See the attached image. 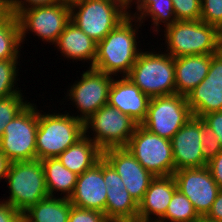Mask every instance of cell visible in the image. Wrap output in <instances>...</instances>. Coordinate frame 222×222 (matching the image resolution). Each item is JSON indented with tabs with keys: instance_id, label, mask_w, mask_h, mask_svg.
Returning a JSON list of instances; mask_svg holds the SVG:
<instances>
[{
	"instance_id": "obj_1",
	"label": "cell",
	"mask_w": 222,
	"mask_h": 222,
	"mask_svg": "<svg viewBox=\"0 0 222 222\" xmlns=\"http://www.w3.org/2000/svg\"><path fill=\"white\" fill-rule=\"evenodd\" d=\"M128 15L106 37L97 42L93 67L114 77L127 76L141 53L138 36L142 24ZM138 40V42H137Z\"/></svg>"
},
{
	"instance_id": "obj_2",
	"label": "cell",
	"mask_w": 222,
	"mask_h": 222,
	"mask_svg": "<svg viewBox=\"0 0 222 222\" xmlns=\"http://www.w3.org/2000/svg\"><path fill=\"white\" fill-rule=\"evenodd\" d=\"M42 112L44 111L38 110L37 159L58 157L85 135L84 122L77 119L72 112Z\"/></svg>"
},
{
	"instance_id": "obj_3",
	"label": "cell",
	"mask_w": 222,
	"mask_h": 222,
	"mask_svg": "<svg viewBox=\"0 0 222 222\" xmlns=\"http://www.w3.org/2000/svg\"><path fill=\"white\" fill-rule=\"evenodd\" d=\"M165 49L173 58L216 54L221 48L220 30L202 20L176 21L164 28Z\"/></svg>"
},
{
	"instance_id": "obj_4",
	"label": "cell",
	"mask_w": 222,
	"mask_h": 222,
	"mask_svg": "<svg viewBox=\"0 0 222 222\" xmlns=\"http://www.w3.org/2000/svg\"><path fill=\"white\" fill-rule=\"evenodd\" d=\"M127 77L149 98L176 94L174 58L165 50L143 49Z\"/></svg>"
},
{
	"instance_id": "obj_5",
	"label": "cell",
	"mask_w": 222,
	"mask_h": 222,
	"mask_svg": "<svg viewBox=\"0 0 222 222\" xmlns=\"http://www.w3.org/2000/svg\"><path fill=\"white\" fill-rule=\"evenodd\" d=\"M129 15L124 0H80L70 5V21L96 42Z\"/></svg>"
},
{
	"instance_id": "obj_6",
	"label": "cell",
	"mask_w": 222,
	"mask_h": 222,
	"mask_svg": "<svg viewBox=\"0 0 222 222\" xmlns=\"http://www.w3.org/2000/svg\"><path fill=\"white\" fill-rule=\"evenodd\" d=\"M9 196L2 201L12 205L22 215L49 196L41 160L15 161L6 175Z\"/></svg>"
},
{
	"instance_id": "obj_7",
	"label": "cell",
	"mask_w": 222,
	"mask_h": 222,
	"mask_svg": "<svg viewBox=\"0 0 222 222\" xmlns=\"http://www.w3.org/2000/svg\"><path fill=\"white\" fill-rule=\"evenodd\" d=\"M36 106L30 101L5 127L0 139V150L11 162L37 159L38 108Z\"/></svg>"
},
{
	"instance_id": "obj_8",
	"label": "cell",
	"mask_w": 222,
	"mask_h": 222,
	"mask_svg": "<svg viewBox=\"0 0 222 222\" xmlns=\"http://www.w3.org/2000/svg\"><path fill=\"white\" fill-rule=\"evenodd\" d=\"M125 147L153 176L164 177L174 174L171 140L149 132L142 125H137Z\"/></svg>"
},
{
	"instance_id": "obj_9",
	"label": "cell",
	"mask_w": 222,
	"mask_h": 222,
	"mask_svg": "<svg viewBox=\"0 0 222 222\" xmlns=\"http://www.w3.org/2000/svg\"><path fill=\"white\" fill-rule=\"evenodd\" d=\"M21 44L31 32L39 40L55 45L60 34L70 22V5L56 3L49 6L35 7L20 10L16 14ZM27 34V35H26Z\"/></svg>"
},
{
	"instance_id": "obj_10",
	"label": "cell",
	"mask_w": 222,
	"mask_h": 222,
	"mask_svg": "<svg viewBox=\"0 0 222 222\" xmlns=\"http://www.w3.org/2000/svg\"><path fill=\"white\" fill-rule=\"evenodd\" d=\"M137 125L128 115L106 104L84 122V130L85 135L103 151L125 147Z\"/></svg>"
},
{
	"instance_id": "obj_11",
	"label": "cell",
	"mask_w": 222,
	"mask_h": 222,
	"mask_svg": "<svg viewBox=\"0 0 222 222\" xmlns=\"http://www.w3.org/2000/svg\"><path fill=\"white\" fill-rule=\"evenodd\" d=\"M68 88L65 99L78 111L77 119L85 122L101 107L108 104L109 88L114 76L88 67ZM69 99V100H68ZM80 113V114H79Z\"/></svg>"
},
{
	"instance_id": "obj_12",
	"label": "cell",
	"mask_w": 222,
	"mask_h": 222,
	"mask_svg": "<svg viewBox=\"0 0 222 222\" xmlns=\"http://www.w3.org/2000/svg\"><path fill=\"white\" fill-rule=\"evenodd\" d=\"M192 116L186 96H158L150 98L147 115L141 125L149 132L171 140Z\"/></svg>"
},
{
	"instance_id": "obj_13",
	"label": "cell",
	"mask_w": 222,
	"mask_h": 222,
	"mask_svg": "<svg viewBox=\"0 0 222 222\" xmlns=\"http://www.w3.org/2000/svg\"><path fill=\"white\" fill-rule=\"evenodd\" d=\"M173 177L177 189L189 199L198 215L205 217L220 190L208 167L178 169Z\"/></svg>"
},
{
	"instance_id": "obj_14",
	"label": "cell",
	"mask_w": 222,
	"mask_h": 222,
	"mask_svg": "<svg viewBox=\"0 0 222 222\" xmlns=\"http://www.w3.org/2000/svg\"><path fill=\"white\" fill-rule=\"evenodd\" d=\"M102 157L120 175L126 190L139 203L155 176L146 170L126 147L105 149Z\"/></svg>"
},
{
	"instance_id": "obj_15",
	"label": "cell",
	"mask_w": 222,
	"mask_h": 222,
	"mask_svg": "<svg viewBox=\"0 0 222 222\" xmlns=\"http://www.w3.org/2000/svg\"><path fill=\"white\" fill-rule=\"evenodd\" d=\"M193 116L222 111V51L211 54L206 78L186 96Z\"/></svg>"
},
{
	"instance_id": "obj_16",
	"label": "cell",
	"mask_w": 222,
	"mask_h": 222,
	"mask_svg": "<svg viewBox=\"0 0 222 222\" xmlns=\"http://www.w3.org/2000/svg\"><path fill=\"white\" fill-rule=\"evenodd\" d=\"M202 119L192 116L171 139L175 171L207 166L201 149Z\"/></svg>"
},
{
	"instance_id": "obj_17",
	"label": "cell",
	"mask_w": 222,
	"mask_h": 222,
	"mask_svg": "<svg viewBox=\"0 0 222 222\" xmlns=\"http://www.w3.org/2000/svg\"><path fill=\"white\" fill-rule=\"evenodd\" d=\"M104 182L107 191L105 216L110 222L138 220V203L126 190L120 175L104 159Z\"/></svg>"
},
{
	"instance_id": "obj_18",
	"label": "cell",
	"mask_w": 222,
	"mask_h": 222,
	"mask_svg": "<svg viewBox=\"0 0 222 222\" xmlns=\"http://www.w3.org/2000/svg\"><path fill=\"white\" fill-rule=\"evenodd\" d=\"M104 182V158L92 168L77 177V182L69 198L75 207L104 212L106 209L107 191Z\"/></svg>"
},
{
	"instance_id": "obj_19",
	"label": "cell",
	"mask_w": 222,
	"mask_h": 222,
	"mask_svg": "<svg viewBox=\"0 0 222 222\" xmlns=\"http://www.w3.org/2000/svg\"><path fill=\"white\" fill-rule=\"evenodd\" d=\"M150 98L127 76L114 77L109 88L108 104L128 115L138 125L145 120Z\"/></svg>"
},
{
	"instance_id": "obj_20",
	"label": "cell",
	"mask_w": 222,
	"mask_h": 222,
	"mask_svg": "<svg viewBox=\"0 0 222 222\" xmlns=\"http://www.w3.org/2000/svg\"><path fill=\"white\" fill-rule=\"evenodd\" d=\"M176 190L173 175L155 177L138 203V221L158 222L165 215Z\"/></svg>"
},
{
	"instance_id": "obj_21",
	"label": "cell",
	"mask_w": 222,
	"mask_h": 222,
	"mask_svg": "<svg viewBox=\"0 0 222 222\" xmlns=\"http://www.w3.org/2000/svg\"><path fill=\"white\" fill-rule=\"evenodd\" d=\"M56 46V47H55ZM61 55L68 61L89 62V67H93L96 58L97 42L84 33L71 21L60 34L57 43L54 45Z\"/></svg>"
},
{
	"instance_id": "obj_22",
	"label": "cell",
	"mask_w": 222,
	"mask_h": 222,
	"mask_svg": "<svg viewBox=\"0 0 222 222\" xmlns=\"http://www.w3.org/2000/svg\"><path fill=\"white\" fill-rule=\"evenodd\" d=\"M211 54L174 58L176 94L187 96L207 76Z\"/></svg>"
},
{
	"instance_id": "obj_23",
	"label": "cell",
	"mask_w": 222,
	"mask_h": 222,
	"mask_svg": "<svg viewBox=\"0 0 222 222\" xmlns=\"http://www.w3.org/2000/svg\"><path fill=\"white\" fill-rule=\"evenodd\" d=\"M132 4L136 5V12L134 13L131 10ZM129 15L136 18L141 24L143 23V26H145L144 21L146 17L147 21L148 18L151 19L152 24L150 28L153 30L152 33H155L154 35L156 36L159 34L160 30L162 32L163 28L177 21L172 0H133L129 4ZM160 25L164 27L162 28Z\"/></svg>"
},
{
	"instance_id": "obj_24",
	"label": "cell",
	"mask_w": 222,
	"mask_h": 222,
	"mask_svg": "<svg viewBox=\"0 0 222 222\" xmlns=\"http://www.w3.org/2000/svg\"><path fill=\"white\" fill-rule=\"evenodd\" d=\"M103 151L86 135L69 146L57 158L63 166L78 176L92 168L102 158Z\"/></svg>"
},
{
	"instance_id": "obj_25",
	"label": "cell",
	"mask_w": 222,
	"mask_h": 222,
	"mask_svg": "<svg viewBox=\"0 0 222 222\" xmlns=\"http://www.w3.org/2000/svg\"><path fill=\"white\" fill-rule=\"evenodd\" d=\"M45 173V183L49 196L70 198L77 182L78 175L62 165L57 157L41 160ZM63 195V196H62Z\"/></svg>"
},
{
	"instance_id": "obj_26",
	"label": "cell",
	"mask_w": 222,
	"mask_h": 222,
	"mask_svg": "<svg viewBox=\"0 0 222 222\" xmlns=\"http://www.w3.org/2000/svg\"><path fill=\"white\" fill-rule=\"evenodd\" d=\"M72 204L68 198L47 196L22 215L23 222H68Z\"/></svg>"
},
{
	"instance_id": "obj_27",
	"label": "cell",
	"mask_w": 222,
	"mask_h": 222,
	"mask_svg": "<svg viewBox=\"0 0 222 222\" xmlns=\"http://www.w3.org/2000/svg\"><path fill=\"white\" fill-rule=\"evenodd\" d=\"M23 48L15 14L6 12L0 18V60L20 59Z\"/></svg>"
},
{
	"instance_id": "obj_28",
	"label": "cell",
	"mask_w": 222,
	"mask_h": 222,
	"mask_svg": "<svg viewBox=\"0 0 222 222\" xmlns=\"http://www.w3.org/2000/svg\"><path fill=\"white\" fill-rule=\"evenodd\" d=\"M199 218L193 204L177 189L165 215L158 222H196Z\"/></svg>"
},
{
	"instance_id": "obj_29",
	"label": "cell",
	"mask_w": 222,
	"mask_h": 222,
	"mask_svg": "<svg viewBox=\"0 0 222 222\" xmlns=\"http://www.w3.org/2000/svg\"><path fill=\"white\" fill-rule=\"evenodd\" d=\"M19 63L20 59L0 60V99L23 92L17 82L20 79Z\"/></svg>"
},
{
	"instance_id": "obj_30",
	"label": "cell",
	"mask_w": 222,
	"mask_h": 222,
	"mask_svg": "<svg viewBox=\"0 0 222 222\" xmlns=\"http://www.w3.org/2000/svg\"><path fill=\"white\" fill-rule=\"evenodd\" d=\"M23 94L20 92L0 99V139L6 125L30 103Z\"/></svg>"
},
{
	"instance_id": "obj_31",
	"label": "cell",
	"mask_w": 222,
	"mask_h": 222,
	"mask_svg": "<svg viewBox=\"0 0 222 222\" xmlns=\"http://www.w3.org/2000/svg\"><path fill=\"white\" fill-rule=\"evenodd\" d=\"M177 21H196L201 16V0H172Z\"/></svg>"
},
{
	"instance_id": "obj_32",
	"label": "cell",
	"mask_w": 222,
	"mask_h": 222,
	"mask_svg": "<svg viewBox=\"0 0 222 222\" xmlns=\"http://www.w3.org/2000/svg\"><path fill=\"white\" fill-rule=\"evenodd\" d=\"M202 130L200 135L202 143L201 153L203 159L208 163L222 151V147L212 128L203 120Z\"/></svg>"
},
{
	"instance_id": "obj_33",
	"label": "cell",
	"mask_w": 222,
	"mask_h": 222,
	"mask_svg": "<svg viewBox=\"0 0 222 222\" xmlns=\"http://www.w3.org/2000/svg\"><path fill=\"white\" fill-rule=\"evenodd\" d=\"M200 20L220 29L222 27V0H201Z\"/></svg>"
},
{
	"instance_id": "obj_34",
	"label": "cell",
	"mask_w": 222,
	"mask_h": 222,
	"mask_svg": "<svg viewBox=\"0 0 222 222\" xmlns=\"http://www.w3.org/2000/svg\"><path fill=\"white\" fill-rule=\"evenodd\" d=\"M68 222H110L104 212L83 209L72 205Z\"/></svg>"
},
{
	"instance_id": "obj_35",
	"label": "cell",
	"mask_w": 222,
	"mask_h": 222,
	"mask_svg": "<svg viewBox=\"0 0 222 222\" xmlns=\"http://www.w3.org/2000/svg\"><path fill=\"white\" fill-rule=\"evenodd\" d=\"M7 12L17 14L20 10L49 6L56 3H60L59 0H3Z\"/></svg>"
},
{
	"instance_id": "obj_36",
	"label": "cell",
	"mask_w": 222,
	"mask_h": 222,
	"mask_svg": "<svg viewBox=\"0 0 222 222\" xmlns=\"http://www.w3.org/2000/svg\"><path fill=\"white\" fill-rule=\"evenodd\" d=\"M201 119L212 128L222 147V111L210 112Z\"/></svg>"
},
{
	"instance_id": "obj_37",
	"label": "cell",
	"mask_w": 222,
	"mask_h": 222,
	"mask_svg": "<svg viewBox=\"0 0 222 222\" xmlns=\"http://www.w3.org/2000/svg\"><path fill=\"white\" fill-rule=\"evenodd\" d=\"M0 222H23L22 214L0 199Z\"/></svg>"
},
{
	"instance_id": "obj_38",
	"label": "cell",
	"mask_w": 222,
	"mask_h": 222,
	"mask_svg": "<svg viewBox=\"0 0 222 222\" xmlns=\"http://www.w3.org/2000/svg\"><path fill=\"white\" fill-rule=\"evenodd\" d=\"M211 176L222 189V151L207 163Z\"/></svg>"
},
{
	"instance_id": "obj_39",
	"label": "cell",
	"mask_w": 222,
	"mask_h": 222,
	"mask_svg": "<svg viewBox=\"0 0 222 222\" xmlns=\"http://www.w3.org/2000/svg\"><path fill=\"white\" fill-rule=\"evenodd\" d=\"M205 217L212 221L222 222V189L219 190L216 200Z\"/></svg>"
},
{
	"instance_id": "obj_40",
	"label": "cell",
	"mask_w": 222,
	"mask_h": 222,
	"mask_svg": "<svg viewBox=\"0 0 222 222\" xmlns=\"http://www.w3.org/2000/svg\"><path fill=\"white\" fill-rule=\"evenodd\" d=\"M11 163L8 157L0 150V181L2 179L6 181V175L9 172Z\"/></svg>"
},
{
	"instance_id": "obj_41",
	"label": "cell",
	"mask_w": 222,
	"mask_h": 222,
	"mask_svg": "<svg viewBox=\"0 0 222 222\" xmlns=\"http://www.w3.org/2000/svg\"><path fill=\"white\" fill-rule=\"evenodd\" d=\"M7 12V8L3 2V0H0V18Z\"/></svg>"
},
{
	"instance_id": "obj_42",
	"label": "cell",
	"mask_w": 222,
	"mask_h": 222,
	"mask_svg": "<svg viewBox=\"0 0 222 222\" xmlns=\"http://www.w3.org/2000/svg\"><path fill=\"white\" fill-rule=\"evenodd\" d=\"M77 1H80V0H59L60 3H66V4H69V5H71V4H73Z\"/></svg>"
},
{
	"instance_id": "obj_43",
	"label": "cell",
	"mask_w": 222,
	"mask_h": 222,
	"mask_svg": "<svg viewBox=\"0 0 222 222\" xmlns=\"http://www.w3.org/2000/svg\"><path fill=\"white\" fill-rule=\"evenodd\" d=\"M196 222H217L207 219L206 217H200Z\"/></svg>"
},
{
	"instance_id": "obj_44",
	"label": "cell",
	"mask_w": 222,
	"mask_h": 222,
	"mask_svg": "<svg viewBox=\"0 0 222 222\" xmlns=\"http://www.w3.org/2000/svg\"><path fill=\"white\" fill-rule=\"evenodd\" d=\"M128 5L133 1V0H124Z\"/></svg>"
},
{
	"instance_id": "obj_45",
	"label": "cell",
	"mask_w": 222,
	"mask_h": 222,
	"mask_svg": "<svg viewBox=\"0 0 222 222\" xmlns=\"http://www.w3.org/2000/svg\"><path fill=\"white\" fill-rule=\"evenodd\" d=\"M219 30H220V34H221V37H222V27Z\"/></svg>"
}]
</instances>
